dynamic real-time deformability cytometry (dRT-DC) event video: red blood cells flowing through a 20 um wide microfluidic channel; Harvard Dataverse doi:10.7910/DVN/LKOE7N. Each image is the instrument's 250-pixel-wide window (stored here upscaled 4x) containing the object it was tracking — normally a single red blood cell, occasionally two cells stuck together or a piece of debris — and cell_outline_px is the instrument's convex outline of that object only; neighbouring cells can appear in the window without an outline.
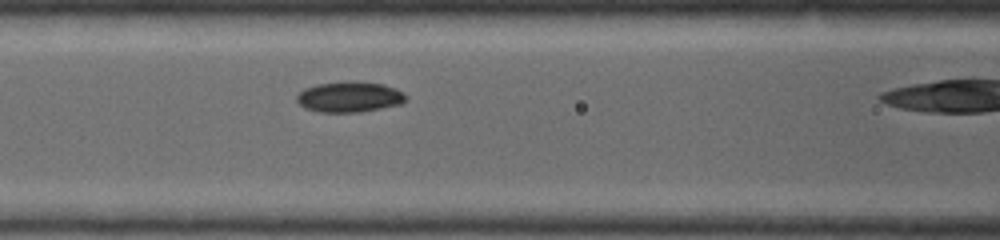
{"species": "common noctule bat (a hibernating species)", "species_latin": "Nyctalus noctula", "temperature_condition": "warm", "stored_images_in_passage": 5, "camera_frame_rate_fps": 5000, "um_per_image_px": 0.085, "animal": {"sex": "female", "body_mass_g": 19.0, "forearm_length_mm": 53.3}, "frame": {"image": 1, "passage_image": 5, "time_ms": 1.6, "image_size_px": [1000, 240], "cell_outline_px": [[404, 100], [400, 104], [360, 112], [320, 112], [304, 108], [296, 100], [296, 96], [304, 88], [316, 84], [360, 80], [384, 84], [396, 88], [404, 92]], "centroid_in_image_um": [29.68, 8.22], "position_along_channel_um": 136.9, "area_um2": 19.54}}